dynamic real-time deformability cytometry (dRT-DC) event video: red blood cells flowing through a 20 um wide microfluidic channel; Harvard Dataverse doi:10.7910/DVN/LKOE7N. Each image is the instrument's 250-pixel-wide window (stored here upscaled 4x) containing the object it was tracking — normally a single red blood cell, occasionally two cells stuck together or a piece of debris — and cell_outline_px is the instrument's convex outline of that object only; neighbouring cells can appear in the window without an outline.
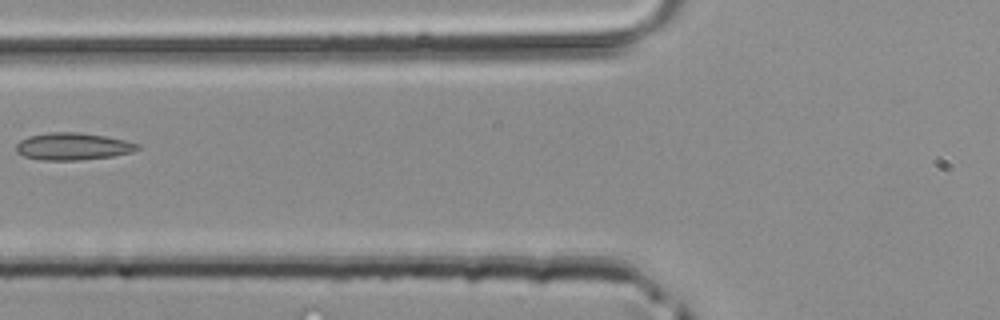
{"species": "common noctule bat (a hibernating species)", "species_latin": "Nyctalus noctula", "temperature_condition": "room temperature", "stored_images_in_passage": 2, "camera_frame_rate_fps": 3000, "um_per_image_px": 0.085, "animal": {"sex": "male", "body_mass_g": 20.4}, "frame": {"image": 1, "passage_image": 2, "time_ms": 0.333, "image_size_px": [1000, 320], "cell_outline_px": [[140, 148], [132, 152], [112, 156], [76, 160], [40, 160], [24, 156], [16, 152], [16, 144], [20, 140], [28, 136], [48, 132], [80, 132], [104, 136], [124, 140], [140, 144]], "centroid_in_image_um": [6.16, 12.44], "position_along_channel_um": 119.6, "area_um2": 19.25}}